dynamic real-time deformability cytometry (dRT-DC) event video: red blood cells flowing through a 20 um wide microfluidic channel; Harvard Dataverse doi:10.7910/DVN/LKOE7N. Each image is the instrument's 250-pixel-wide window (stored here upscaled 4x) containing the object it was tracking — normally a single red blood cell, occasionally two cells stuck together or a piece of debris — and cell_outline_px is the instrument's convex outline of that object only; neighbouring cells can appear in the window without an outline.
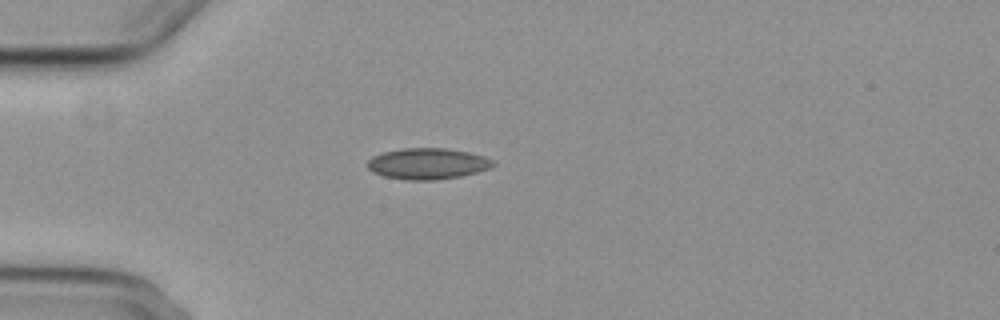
{"species": "common noctule bat (a hibernating species)", "species_latin": "Nyctalus noctula", "temperature_condition": "cold", "stored_images_in_passage": 1, "camera_frame_rate_fps": 3000, "um_per_image_px": 0.085, "animal": {"sex": "female", "body_mass_g": 29.2, "forearm_length_mm": 56.3}, "frame": {"image": 1, "passage_image": 1, "time_ms": 0.0, "image_size_px": [1000, 320], "cell_outline_px": [[496, 164], [492, 168], [460, 176], [432, 180], [408, 180], [384, 176], [372, 172], [368, 168], [368, 160], [372, 156], [384, 152], [404, 148], [444, 148], [468, 152], [484, 156], [492, 160]], "centroid_in_image_um": [36.35, 13.91], "position_along_channel_um": 48.7, "area_um2": 22.66}}